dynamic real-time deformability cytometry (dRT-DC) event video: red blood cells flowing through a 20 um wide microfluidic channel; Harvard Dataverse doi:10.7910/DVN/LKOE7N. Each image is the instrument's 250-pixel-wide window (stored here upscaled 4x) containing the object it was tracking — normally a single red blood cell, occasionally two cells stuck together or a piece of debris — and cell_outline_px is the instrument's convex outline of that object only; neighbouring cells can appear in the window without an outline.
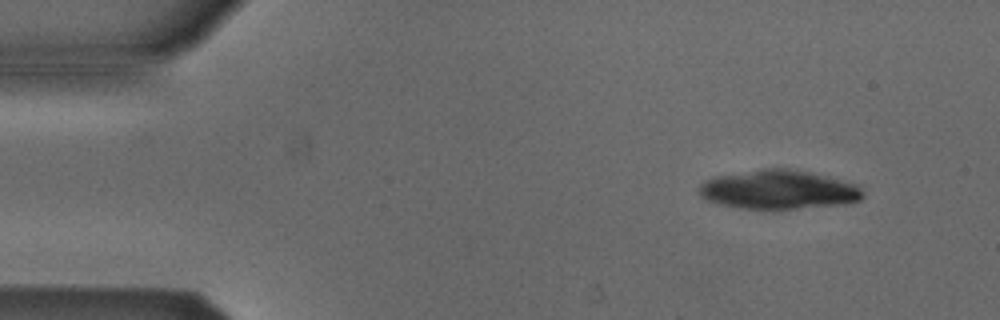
{"species": "Egyptian fruit bat (a non-hibernating species)", "species_latin": "Rousettus aegyptiacus", "temperature_condition": "cold", "stored_images_in_passage": 13, "camera_frame_rate_fps": 3000, "um_per_image_px": 0.085, "animal": {"sex": "male"}, "frame": {"image": 1, "passage_image": 1, "time_ms": 0.0, "image_size_px": [1000, 320], "cell_outline_px": [[864, 196], [860, 200], [832, 204], [792, 208], [744, 208], [720, 204], [708, 200], [700, 196], [700, 184], [712, 176], [764, 168], [788, 168], [812, 172], [856, 184], [864, 192]], "centroid_in_image_um": [66.14, 16.08], "position_along_channel_um": 18.9, "area_um2": 36.65}}